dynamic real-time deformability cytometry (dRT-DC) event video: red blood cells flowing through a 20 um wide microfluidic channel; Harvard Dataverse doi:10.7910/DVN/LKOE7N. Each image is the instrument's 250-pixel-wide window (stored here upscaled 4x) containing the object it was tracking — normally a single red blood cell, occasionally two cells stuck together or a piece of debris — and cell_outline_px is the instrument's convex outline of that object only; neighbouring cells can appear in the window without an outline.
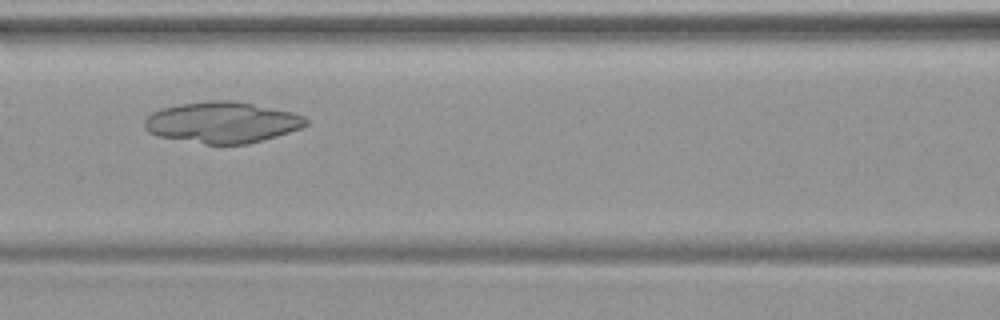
{"species": "common noctule bat (a hibernating species)", "species_latin": "Nyctalus noctula", "temperature_condition": "warm", "stored_images_in_passage": 44, "camera_frame_rate_fps": 3000, "um_per_image_px": 0.085, "animal": {"sex": "female", "body_mass_g": 19.9}, "frame": {"image": 1, "passage_image": 17, "time_ms": 5.333, "image_size_px": [1000, 320], "cell_outline_px": [[308, 124], [300, 128], [276, 136], [248, 144], [204, 144], [156, 136], [148, 132], [144, 128], [144, 120], [152, 112], [160, 108], [180, 104], [208, 100], [232, 100], [292, 112], [304, 116], [308, 120]], "centroid_in_image_um": [18.84, 10.4], "position_along_channel_um": 147.8, "area_um2": 38.73}}
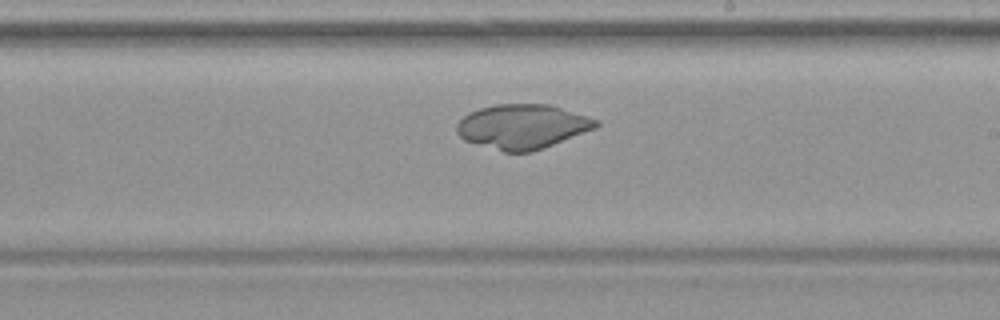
{"frame": {"image": 2, "passage_image": 24, "time_ms": 7.667, "image_size_px": [1000, 320], "cell_outline_px": [[600, 124], [596, 128], [544, 148], [532, 152], [504, 152], [476, 144], [464, 140], [456, 132], [456, 124], [468, 112], [480, 108], [496, 104], [548, 104], [588, 116], [600, 120]], "centroid_in_image_um": [44.41, 10.76], "position_along_channel_um": 244.6, "area_um2": 36.24}}
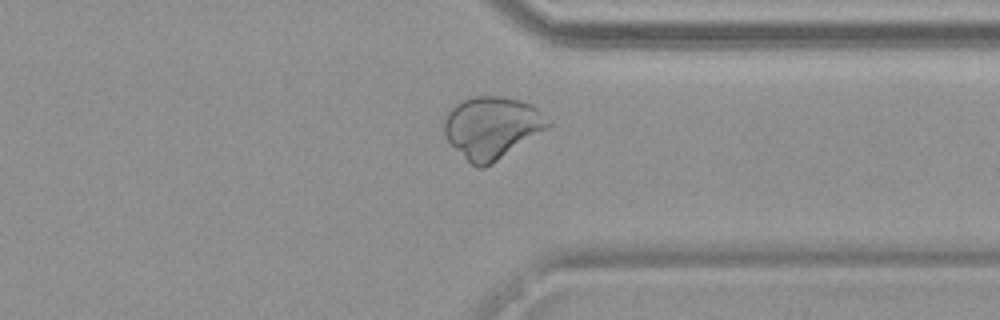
{"frame": {"image": 3, "passage_image": 33, "time_ms": 10.667, "image_size_px": [1000, 320], "cell_outline_px": [[552, 124], [492, 164], [484, 168], [476, 168], [444, 136], [444, 120], [448, 112], [460, 100], [472, 96], [500, 96], [520, 100], [532, 104], [552, 120]], "centroid_in_image_um": [41.82, 10.81], "position_along_channel_um": 369.6, "area_um2": 37.22}}